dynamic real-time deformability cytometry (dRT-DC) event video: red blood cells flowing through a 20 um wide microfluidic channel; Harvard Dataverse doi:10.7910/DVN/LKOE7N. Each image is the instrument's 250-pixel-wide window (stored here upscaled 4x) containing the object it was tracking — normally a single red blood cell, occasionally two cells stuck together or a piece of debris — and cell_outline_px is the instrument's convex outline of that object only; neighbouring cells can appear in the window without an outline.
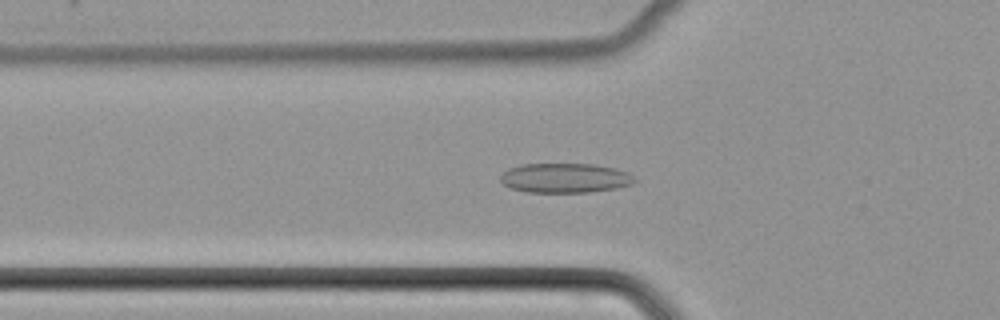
{"species": "common noctule bat (a hibernating species)", "species_latin": "Nyctalus noctula", "temperature_condition": "cold", "stored_images_in_passage": 28, "camera_frame_rate_fps": 3000, "um_per_image_px": 0.085, "animal": {"sex": "female", "body_mass_g": 22.7, "forearm_length_mm": 54.2}, "frame": {"image": 1, "passage_image": 8, "time_ms": 2.333, "image_size_px": [1000, 320], "cell_outline_px": [[636, 180], [632, 184], [616, 188], [592, 192], [528, 192], [512, 188], [504, 184], [500, 180], [500, 176], [508, 168], [524, 164], [592, 164], [616, 168], [628, 172]], "centroid_in_image_um": [48.04, 15.13], "position_along_channel_um": 77.8, "area_um2": 23.06}}
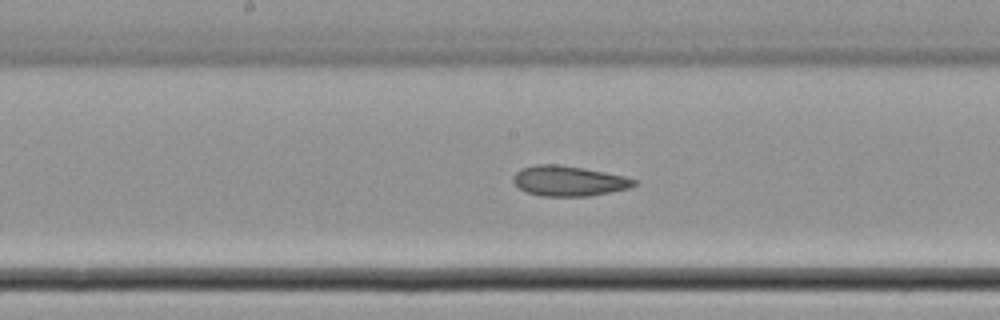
{"frame": {"image": 2, "passage_image": 17, "time_ms": 5.333, "image_size_px": [1000, 320], "cell_outline_px": [[636, 184], [628, 188], [588, 196], [540, 196], [528, 192], [520, 188], [512, 180], [512, 176], [520, 168], [536, 164], [556, 164], [584, 168], [624, 176], [636, 180]], "centroid_in_image_um": [48.3, 15.37], "position_along_channel_um": 199.9, "area_um2": 21.1}}
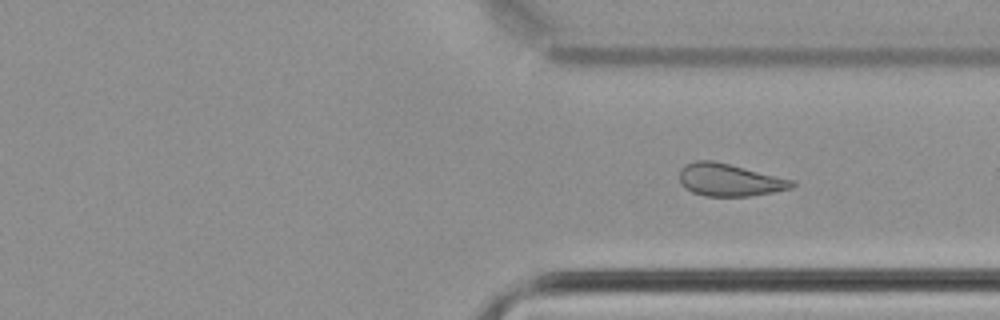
{"frame": {"image": 3, "passage_image": 28, "time_ms": 9.0, "image_size_px": [1000, 320], "cell_outline_px": [[796, 184], [792, 188], [772, 192], [748, 196], [704, 196], [692, 192], [684, 188], [680, 184], [680, 168], [696, 160], [712, 160], [796, 180]], "centroid_in_image_um": [62.01, 15.3], "position_along_channel_um": 349.4, "area_um2": 21.33}}